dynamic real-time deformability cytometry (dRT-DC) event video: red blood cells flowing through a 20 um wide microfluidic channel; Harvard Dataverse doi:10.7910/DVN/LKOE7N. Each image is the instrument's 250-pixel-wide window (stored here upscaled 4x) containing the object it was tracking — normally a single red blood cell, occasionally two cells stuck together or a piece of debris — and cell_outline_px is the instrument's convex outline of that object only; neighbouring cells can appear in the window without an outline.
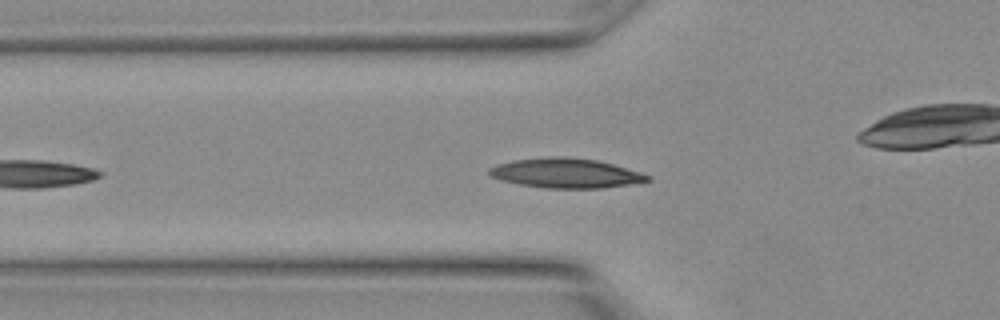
{"species": "Egyptian fruit bat (a non-hibernating species)", "species_latin": "Rousettus aegyptiacus", "temperature_condition": "warm", "stored_images_in_passage": 22, "camera_frame_rate_fps": 3000, "um_per_image_px": 0.085, "animal": {"sex": "female"}, "frame": {"image": 1, "passage_image": 4, "time_ms": 1.0, "image_size_px": [1000, 320], "cell_outline_px": [[652, 180], [604, 188], [544, 188], [520, 184], [500, 180], [488, 176], [488, 168], [496, 164], [512, 160], [548, 156], [564, 156], [600, 160], [640, 172], [652, 176]], "centroid_in_image_um": [48.06, 14.7], "position_along_channel_um": 77.7, "area_um2": 27.69}}